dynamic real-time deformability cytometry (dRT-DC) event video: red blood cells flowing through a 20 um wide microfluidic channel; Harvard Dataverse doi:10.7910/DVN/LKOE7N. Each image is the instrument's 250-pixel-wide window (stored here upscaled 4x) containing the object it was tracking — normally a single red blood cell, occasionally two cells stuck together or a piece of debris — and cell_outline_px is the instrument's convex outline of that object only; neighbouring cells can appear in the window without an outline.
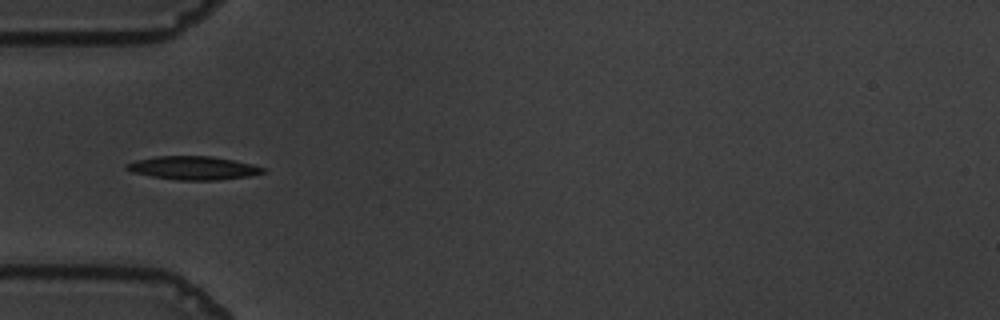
{"species": "common noctule bat (a hibernating species)", "species_latin": "Nyctalus noctula", "temperature_condition": "warm", "stored_images_in_passage": 41, "camera_frame_rate_fps": 3000, "um_per_image_px": 0.085, "animal": {"sex": "male", "body_mass_g": 19.5, "forearm_length_mm": 54.6}, "frame": {"image": 1, "passage_image": 3, "time_ms": 0.667, "image_size_px": [1000, 320], "cell_outline_px": [[268, 172], [248, 176], [220, 180], [176, 180], [152, 176], [132, 172], [124, 168], [124, 164], [136, 160], [156, 156], [212, 156], [236, 160], [252, 164], [264, 168]], "centroid_in_image_um": [16.44, 14.27], "position_along_channel_um": 68.6, "area_um2": 18.79}}
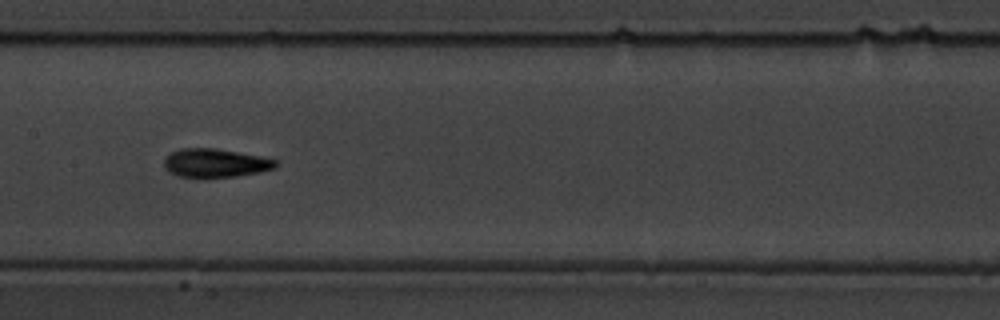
{"frame": {"image": 2, "passage_image": 13, "time_ms": 4.0, "image_size_px": [1000, 320], "cell_outline_px": [[280, 164], [276, 168], [260, 172], [236, 176], [204, 180], [176, 176], [168, 172], [164, 168], [164, 160], [172, 152], [180, 148], [216, 148], [260, 156], [276, 160]], "centroid_in_image_um": [18.28, 13.9], "position_along_channel_um": 189.1, "area_um2": 19.31}}
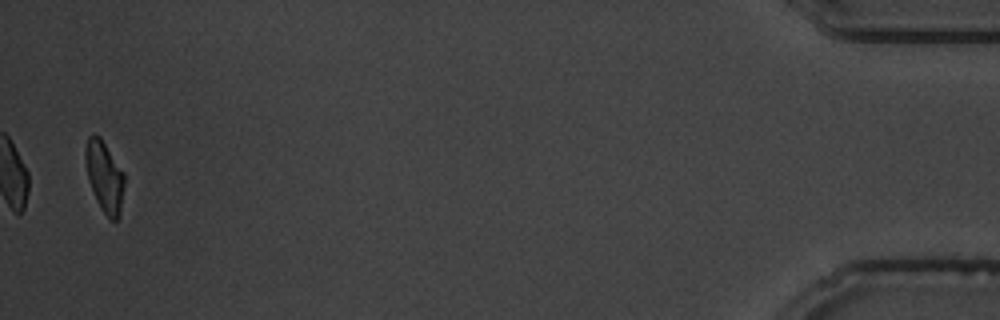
{"frame": {"image": 3, "passage_image": 40, "time_ms": 13.0, "image_size_px": [1000, 320], "cell_outline_px": [[124, 184], [120, 216], [116, 220], [112, 220], [104, 212], [96, 200], [88, 180], [84, 156], [84, 152], [88, 136], [92, 132], [100, 136], [124, 172]], "centroid_in_image_um": [8.87, 14.97], "position_along_channel_um": 426.3, "area_um2": 16.18}, "authors_computed_cell_mechanics": {"area_um2": 17.918, "velocity_mm_per_s": 3.6148, "shape_relaxation_time_tau1_ms": 2.8058, "shape_relaxation_time_tau2_ms": 2.6289, "deformation_change_tau1": 0.1838, "deformation_change_tau2": 0.1064}}